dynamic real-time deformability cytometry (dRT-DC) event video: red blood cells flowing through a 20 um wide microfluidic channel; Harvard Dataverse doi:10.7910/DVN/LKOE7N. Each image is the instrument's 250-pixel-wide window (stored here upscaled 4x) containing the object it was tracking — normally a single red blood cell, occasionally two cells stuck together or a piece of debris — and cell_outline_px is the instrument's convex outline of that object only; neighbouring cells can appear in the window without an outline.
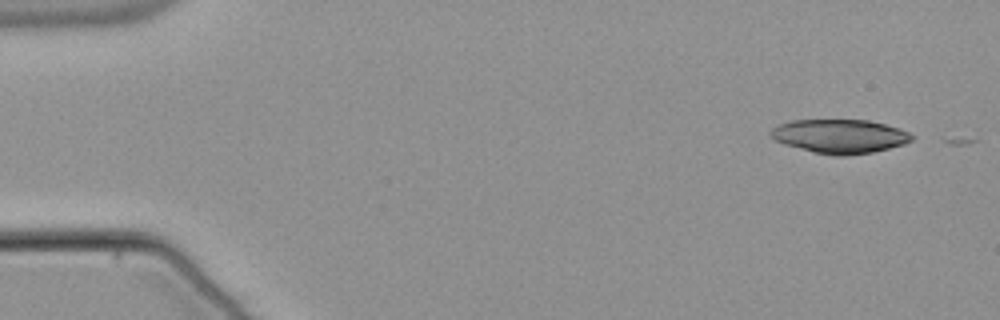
{"species": "common noctule bat (a hibernating species)", "species_latin": "Nyctalus noctula", "temperature_condition": "warm", "stored_images_in_passage": 3, "camera_frame_rate_fps": 3000, "um_per_image_px": 0.085, "animal": {"sex": "male", "body_mass_g": 21.5, "forearm_length_mm": 52.0}, "frame": {"image": 1, "passage_image": 1, "time_ms": 0.0, "image_size_px": [1000, 320], "cell_outline_px": [[916, 136], [912, 140], [904, 144], [872, 152], [844, 156], [832, 156], [812, 152], [784, 144], [776, 140], [768, 132], [772, 128], [780, 124], [792, 120], [868, 120], [900, 128]], "centroid_in_image_um": [71.39, 11.58], "position_along_channel_um": 13.6, "area_um2": 27.92}}